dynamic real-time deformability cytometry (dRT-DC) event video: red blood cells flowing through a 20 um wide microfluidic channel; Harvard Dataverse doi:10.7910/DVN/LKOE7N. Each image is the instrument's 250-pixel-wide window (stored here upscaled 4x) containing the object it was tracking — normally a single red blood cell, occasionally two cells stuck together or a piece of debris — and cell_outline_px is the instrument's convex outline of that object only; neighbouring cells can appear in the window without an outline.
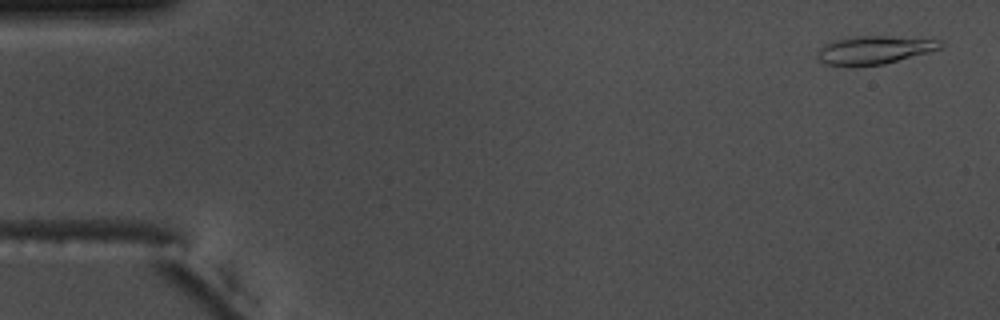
{"species": "common noctule bat (a hibernating species)", "species_latin": "Nyctalus noctula", "temperature_condition": "warm", "stored_images_in_passage": 54, "camera_frame_rate_fps": 3000, "um_per_image_px": 0.085, "animal": {"sex": "male", "body_mass_g": 17.5, "forearm_length_mm": 52.3}, "frame": {"image": 1, "passage_image": 2, "time_ms": 0.333, "image_size_px": [1000, 320], "cell_outline_px": [[944, 44], [940, 48], [928, 52], [884, 64], [852, 68], [848, 68], [824, 64], [816, 56], [816, 52], [824, 44], [832, 40], [856, 36], [888, 36], [940, 40]], "centroid_in_image_um": [74.22, 4.28], "position_along_channel_um": 10.8, "area_um2": 20.63}}
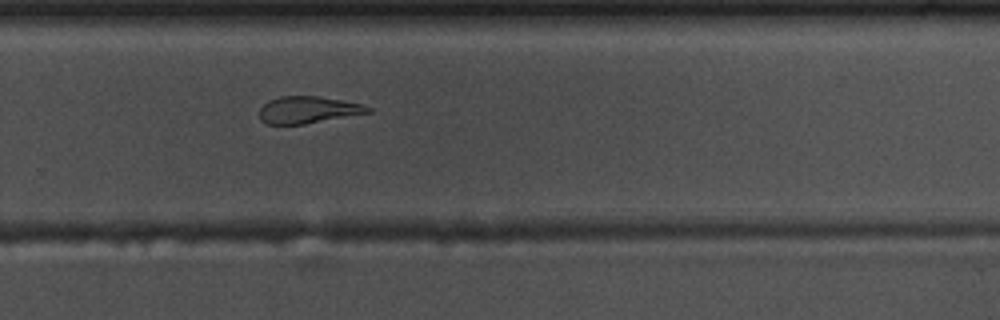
{"frame": {"image": 2, "passage_image": 36, "time_ms": 11.667, "image_size_px": [1000, 320], "cell_outline_px": [[372, 112], [304, 124], [268, 124], [260, 120], [260, 108], [268, 100], [280, 96], [320, 96], [360, 104], [372, 108]], "centroid_in_image_um": [26.16, 9.33], "position_along_channel_um": 303.6, "area_um2": 16.94}}
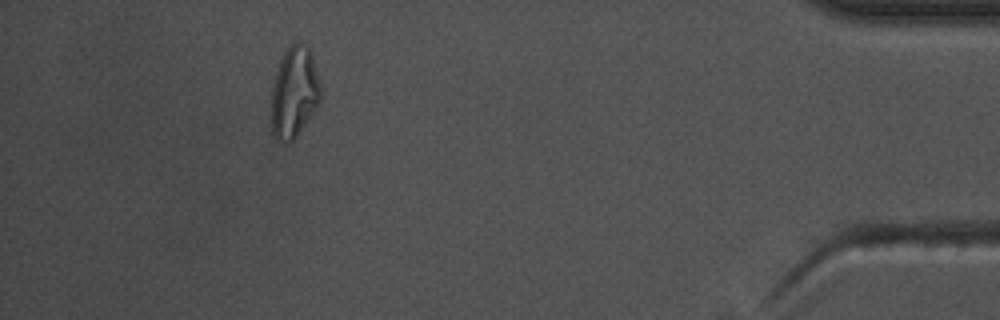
{"frame": {"image": 3, "passage_image": 49, "time_ms": 16.0, "image_size_px": [1000, 320], "cell_outline_px": [[320, 100], [316, 108], [300, 132], [292, 140], [276, 140], [272, 132], [272, 84], [280, 60], [284, 52], [296, 40], [300, 40], [312, 48], [320, 84]], "centroid_in_image_um": [25.03, 7.76], "position_along_channel_um": 410.2, "area_um2": 26.3}, "authors_computed_cell_mechanics": {"area_um2": 19.4497, "velocity_mm_per_s": 3.7659, "shape_relaxation_time_tau1_ms": null, "shape_relaxation_time_tau2_ms": 4.8307, "deformation_change_tau1": null, "deformation_change_tau2": 0.1377}}